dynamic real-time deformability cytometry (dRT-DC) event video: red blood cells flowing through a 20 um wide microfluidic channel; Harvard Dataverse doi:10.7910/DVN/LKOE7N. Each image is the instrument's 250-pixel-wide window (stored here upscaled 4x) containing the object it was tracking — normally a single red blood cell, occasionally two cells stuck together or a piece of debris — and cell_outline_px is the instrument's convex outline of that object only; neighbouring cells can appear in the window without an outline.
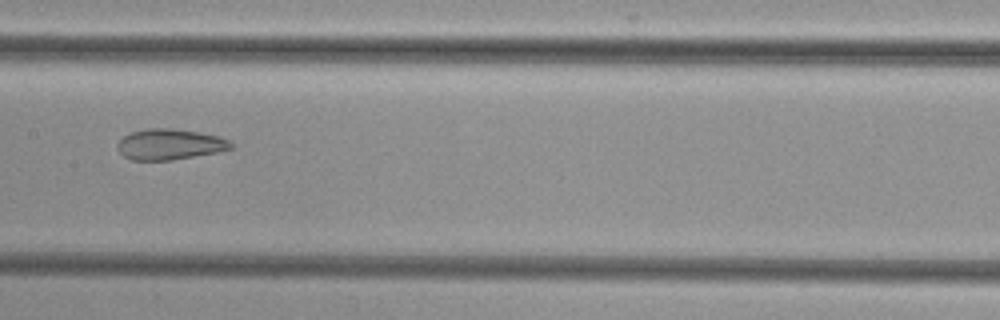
{"species": "common noctule bat (a hibernating species)", "species_latin": "Nyctalus noctula", "temperature_condition": "cold", "stored_images_in_passage": 9, "camera_frame_rate_fps": 3000, "um_per_image_px": 0.085, "animal": {"sex": "female", "body_mass_g": 29.2, "forearm_length_mm": 56.3}, "frame": {"image": 1, "passage_image": 9, "time_ms": 2.667, "image_size_px": [1000, 320], "cell_outline_px": [[232, 148], [216, 152], [172, 160], [132, 160], [124, 156], [116, 148], [116, 144], [124, 136], [132, 132], [148, 128], [172, 128], [200, 132], [220, 136], [228, 140], [232, 144]], "centroid_in_image_um": [14.41, 12.26], "position_along_channel_um": 193.0, "area_um2": 20.29}}